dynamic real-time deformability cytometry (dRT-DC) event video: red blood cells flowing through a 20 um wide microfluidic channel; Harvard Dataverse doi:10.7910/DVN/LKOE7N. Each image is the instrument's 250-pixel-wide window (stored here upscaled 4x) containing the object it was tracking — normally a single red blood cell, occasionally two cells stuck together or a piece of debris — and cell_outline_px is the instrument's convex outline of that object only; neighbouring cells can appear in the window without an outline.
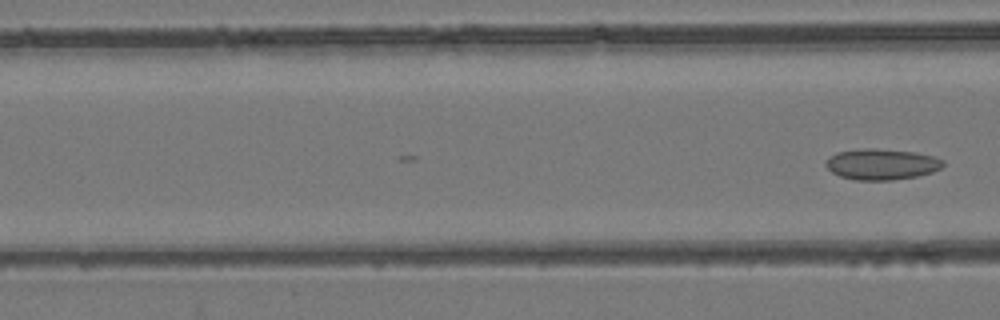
{"species": "common noctule bat (a hibernating species)", "species_latin": "Nyctalus noctula", "temperature_condition": "room temperature", "stored_images_in_passage": 18, "camera_frame_rate_fps": 3000, "um_per_image_px": 0.085, "animal": {"sex": "female", "body_mass_g": 24.6, "forearm_length_mm": 56.2}, "frame": {"image": 1, "passage_image": 18, "time_ms": 5.667, "image_size_px": [1000, 320], "cell_outline_px": [[944, 164], [940, 168], [932, 172], [916, 176], [892, 180], [856, 180], [840, 176], [832, 172], [824, 164], [828, 156], [836, 152], [864, 148], [876, 148], [916, 152], [932, 156], [944, 160]], "centroid_in_image_um": [74.91, 13.95], "position_along_channel_um": 91.7, "area_um2": 21.21}}